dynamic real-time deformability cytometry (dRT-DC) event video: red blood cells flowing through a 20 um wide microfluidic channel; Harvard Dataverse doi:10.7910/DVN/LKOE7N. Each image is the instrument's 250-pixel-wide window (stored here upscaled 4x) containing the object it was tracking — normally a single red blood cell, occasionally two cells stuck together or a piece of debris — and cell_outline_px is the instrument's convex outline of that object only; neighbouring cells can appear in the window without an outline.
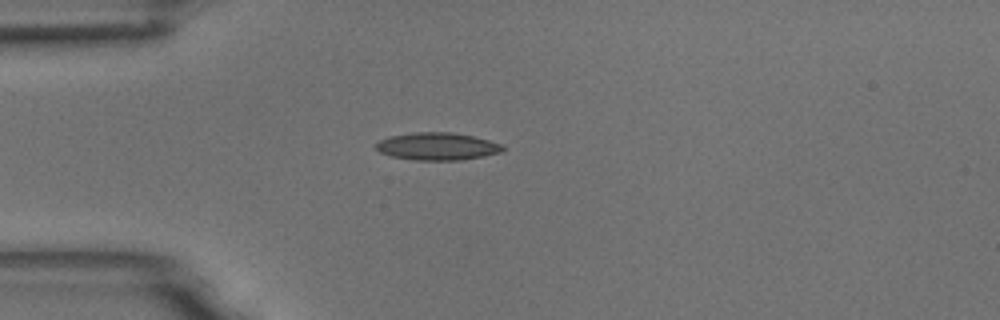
{"species": "common noctule bat (a hibernating species)", "species_latin": "Nyctalus noctula", "temperature_condition": "room temperature", "stored_images_in_passage": 41, "camera_frame_rate_fps": 3000, "um_per_image_px": 0.085, "animal": {"sex": "male", "body_mass_g": 18.8}, "frame": {"image": 1, "passage_image": 1, "time_ms": 0.0, "image_size_px": [1000, 320], "cell_outline_px": [[504, 148], [500, 152], [484, 156], [460, 160], [416, 160], [392, 156], [380, 152], [372, 144], [388, 136], [412, 132], [452, 132], [472, 136], [504, 144]], "centroid_in_image_um": [37.14, 12.43], "position_along_channel_um": 47.9, "area_um2": 20.4}}
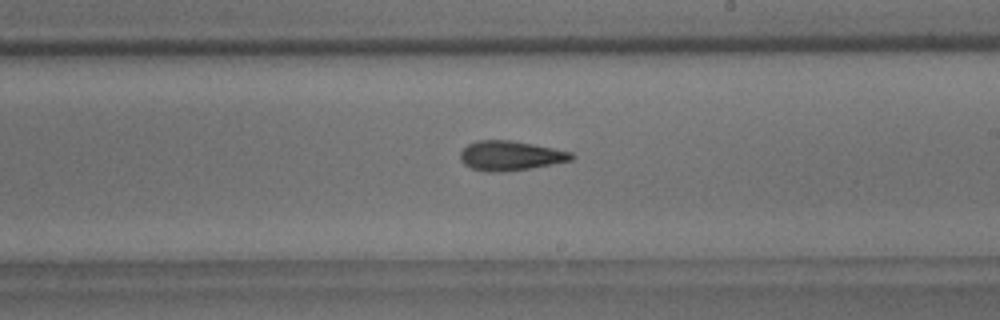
{"frame": {"image": 2, "passage_image": 18, "time_ms": 5.667, "image_size_px": [1000, 320], "cell_outline_px": [[576, 156], [572, 160], [532, 168], [504, 172], [488, 172], [472, 168], [464, 164], [460, 160], [460, 152], [468, 144], [476, 140], [512, 140], [572, 152]], "centroid_in_image_um": [43.38, 13.24], "position_along_channel_um": 245.6, "area_um2": 19.25}}
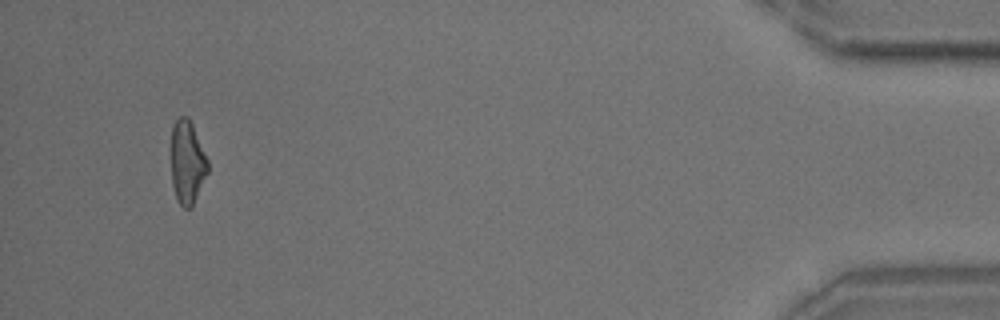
{"frame": {"image": 3, "passage_image": 38, "time_ms": 12.333, "image_size_px": [1000, 320], "cell_outline_px": [[208, 172], [192, 208], [184, 208], [180, 204], [176, 196], [172, 184], [172, 124], [180, 116], [188, 116], [192, 124], [208, 160]], "centroid_in_image_um": [15.93, 13.8], "position_along_channel_um": 419.3, "area_um2": 17.69}, "authors_computed_cell_mechanics": {"area_um2": 18.7272, "velocity_mm_per_s": 3.7197, "shape_relaxation_time_tau1_ms": 7.0485, "shape_relaxation_time_tau2_ms": 2.5183, "deformation_change_tau1": 0.1906, "deformation_change_tau2": 0.1102}}